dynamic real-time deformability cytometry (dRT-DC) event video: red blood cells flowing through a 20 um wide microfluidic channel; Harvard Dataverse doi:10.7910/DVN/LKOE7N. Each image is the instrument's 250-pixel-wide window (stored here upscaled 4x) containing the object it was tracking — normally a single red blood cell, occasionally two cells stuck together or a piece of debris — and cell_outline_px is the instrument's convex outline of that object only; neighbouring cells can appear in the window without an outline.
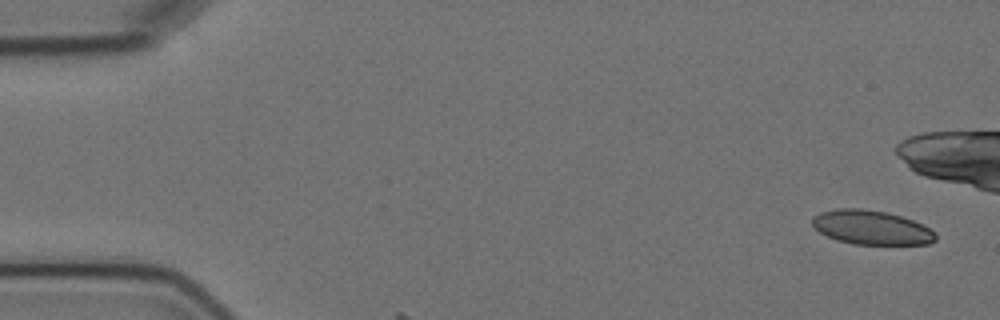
{"species": "Egyptian fruit bat (a non-hibernating species)", "species_latin": "Rousettus aegyptiacus", "temperature_condition": "cold", "stored_images_in_passage": 2, "camera_frame_rate_fps": 3000, "um_per_image_px": 0.085, "animal": {"sex": "female"}, "frame": {"image": 1, "passage_image": 1, "time_ms": 0.0, "image_size_px": [1000, 320], "cell_outline_px": [[936, 240], [928, 244], [856, 244], [836, 240], [820, 232], [812, 224], [812, 216], [820, 212], [836, 208], [860, 208], [884, 212], [900, 216], [912, 220], [936, 232]], "centroid_in_image_um": [74.04, 19.33], "position_along_channel_um": 11.0, "area_um2": 24.39}}